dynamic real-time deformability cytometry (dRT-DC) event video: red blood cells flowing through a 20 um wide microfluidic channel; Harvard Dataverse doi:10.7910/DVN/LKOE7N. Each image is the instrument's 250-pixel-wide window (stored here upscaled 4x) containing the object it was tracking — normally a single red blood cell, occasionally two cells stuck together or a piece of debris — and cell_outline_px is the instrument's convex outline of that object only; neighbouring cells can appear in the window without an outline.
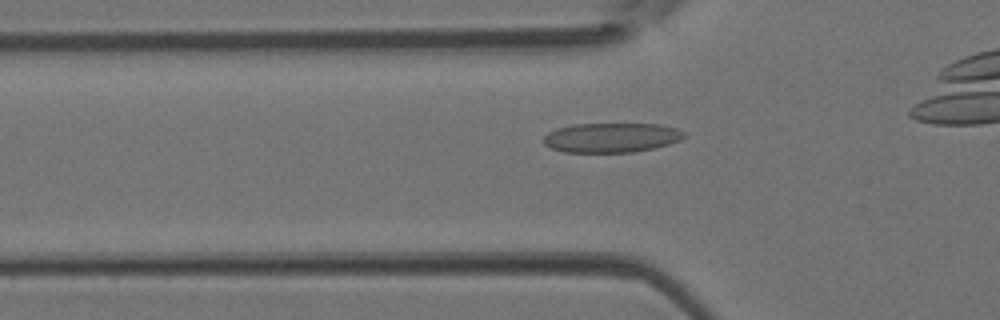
{"species": "Egyptian fruit bat (a non-hibernating species)", "species_latin": "Rousettus aegyptiacus", "temperature_condition": "room temperature", "stored_images_in_passage": 19, "camera_frame_rate_fps": 3000, "um_per_image_px": 0.085, "animal": {"sex": "female"}, "frame": {"image": 1, "passage_image": 6, "time_ms": 1.667, "image_size_px": [1000, 320], "cell_outline_px": [[688, 136], [680, 140], [656, 148], [632, 152], [564, 152], [552, 148], [544, 144], [544, 136], [548, 132], [556, 128], [572, 124], [660, 124], [676, 128], [688, 132]], "centroid_in_image_um": [52.02, 11.69], "position_along_channel_um": 73.8, "area_um2": 24.45}}
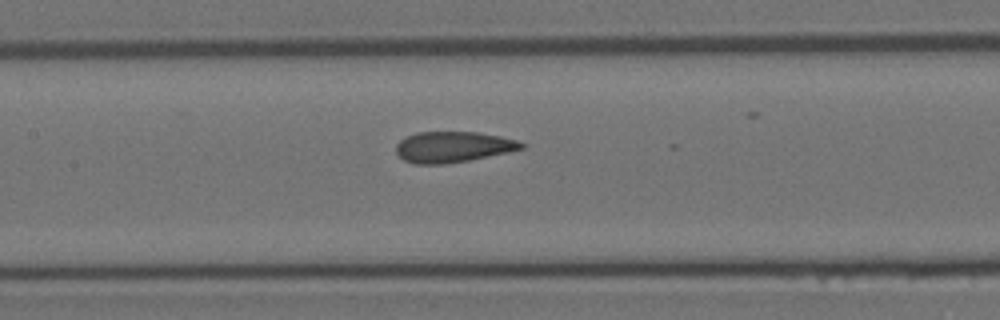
{"frame": {"image": 2, "passage_image": 12, "time_ms": 3.667, "image_size_px": [1000, 320], "cell_outline_px": [[524, 148], [508, 152], [468, 160], [444, 164], [412, 164], [404, 160], [396, 152], [396, 144], [400, 140], [416, 132], [476, 132], [500, 136], [516, 140], [524, 144]], "centroid_in_image_um": [38.47, 12.49], "position_along_channel_um": 168.9, "area_um2": 22.37}}
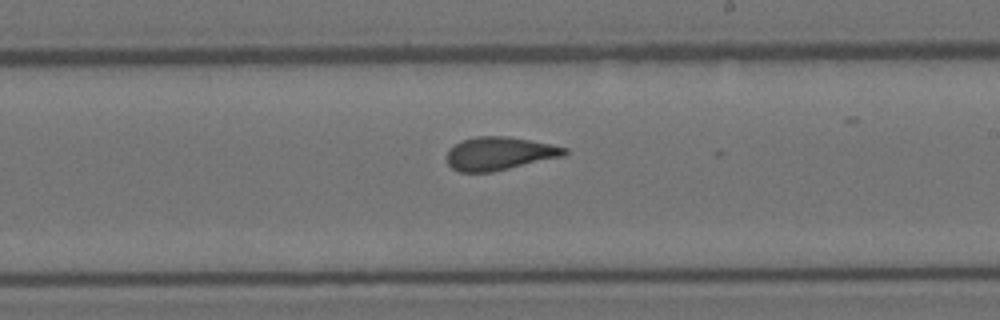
{"frame": {"image": 3, "passage_image": 17, "time_ms": 5.333, "image_size_px": [1000, 320], "cell_outline_px": [[568, 152], [564, 156], [492, 172], [460, 172], [452, 168], [448, 164], [448, 152], [456, 144], [464, 140], [476, 136], [508, 136], [568, 148]], "centroid_in_image_um": [42.47, 13.05], "position_along_channel_um": 246.5, "area_um2": 22.43}}